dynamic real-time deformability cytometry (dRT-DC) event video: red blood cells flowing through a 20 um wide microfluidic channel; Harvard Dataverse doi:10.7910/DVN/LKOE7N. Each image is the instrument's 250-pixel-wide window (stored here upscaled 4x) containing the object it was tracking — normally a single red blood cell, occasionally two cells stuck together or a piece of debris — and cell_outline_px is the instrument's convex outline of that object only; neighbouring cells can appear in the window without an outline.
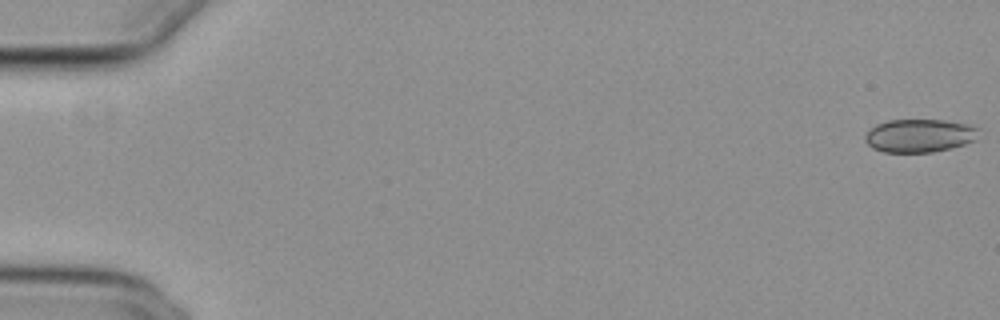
{"species": "common noctule bat (a hibernating species)", "species_latin": "Nyctalus noctula", "temperature_condition": "cold", "stored_images_in_passage": 17, "camera_frame_rate_fps": 3000, "um_per_image_px": 0.085, "animal": {"sex": "female", "body_mass_g": 29.2, "forearm_length_mm": 56.3}, "frame": {"image": 1, "passage_image": 1, "time_ms": 0.0, "image_size_px": [1000, 320], "cell_outline_px": [[980, 128], [976, 140], [964, 144], [932, 152], [884, 152], [872, 148], [864, 140], [864, 136], [876, 124], [888, 120], [944, 120], [968, 124]], "centroid_in_image_um": [78.16, 11.52], "position_along_channel_um": 6.8, "area_um2": 21.96}}
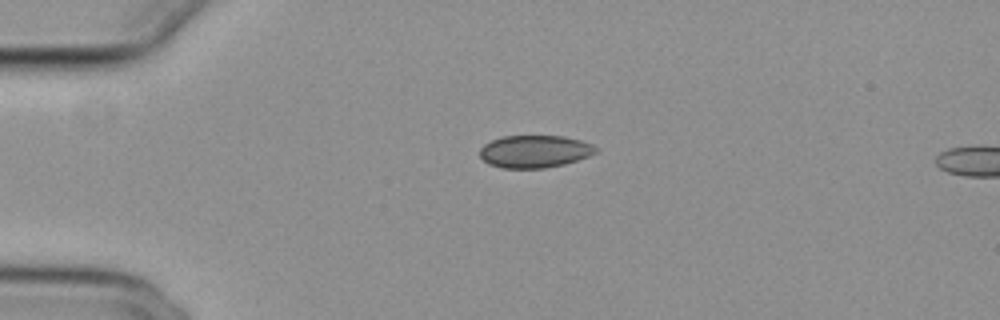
{"frame": {"image": 2, "passage_image": 14, "time_ms": 4.333, "image_size_px": [1000, 320], "cell_outline_px": [[596, 152], [588, 156], [564, 164], [544, 168], [500, 168], [488, 164], [480, 156], [480, 148], [484, 144], [492, 140], [504, 136], [564, 136], [580, 140], [592, 144], [596, 148]], "centroid_in_image_um": [45.42, 12.87], "position_along_channel_um": 39.6, "area_um2": 21.85}}